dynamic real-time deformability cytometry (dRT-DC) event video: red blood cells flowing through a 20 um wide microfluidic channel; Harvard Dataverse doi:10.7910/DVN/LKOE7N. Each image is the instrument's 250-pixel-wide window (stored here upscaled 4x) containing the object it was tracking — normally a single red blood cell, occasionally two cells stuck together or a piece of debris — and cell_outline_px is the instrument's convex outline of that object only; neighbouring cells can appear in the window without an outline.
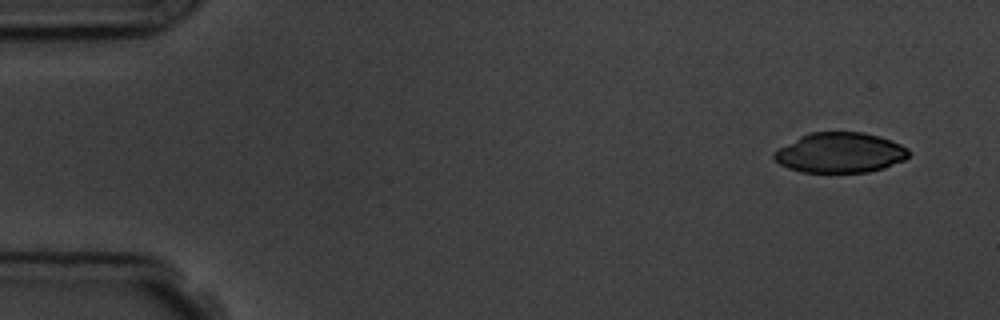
{"species": "common noctule bat (a hibernating species)", "species_latin": "Nyctalus noctula", "temperature_condition": "room temperature", "stored_images_in_passage": 5, "camera_frame_rate_fps": 3000, "um_per_image_px": 0.085, "animal": {"sex": "male", "body_mass_g": 19.5, "forearm_length_mm": 54.6}, "frame": {"image": 1, "passage_image": 2, "time_ms": 1.0, "image_size_px": [1000, 320], "cell_outline_px": [[908, 156], [904, 160], [884, 168], [868, 172], [800, 172], [788, 168], [780, 164], [772, 156], [772, 152], [800, 136], [812, 132], [864, 132], [880, 136], [900, 144], [908, 148]], "centroid_in_image_um": [71.39, 12.98], "position_along_channel_um": 13.6, "area_um2": 31.5}}